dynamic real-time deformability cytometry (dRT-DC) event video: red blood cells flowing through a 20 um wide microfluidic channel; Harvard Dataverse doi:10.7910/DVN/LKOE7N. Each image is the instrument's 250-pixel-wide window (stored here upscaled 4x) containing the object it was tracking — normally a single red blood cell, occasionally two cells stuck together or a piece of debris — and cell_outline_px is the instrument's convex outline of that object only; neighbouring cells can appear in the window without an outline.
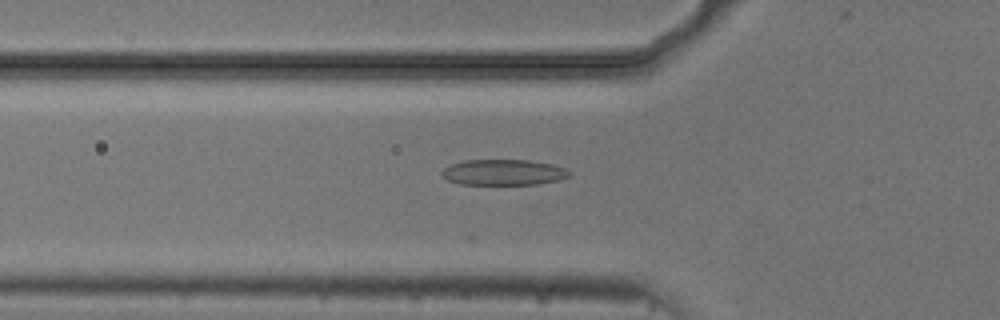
{"species": "common noctule bat (a hibernating species)", "species_latin": "Nyctalus noctula", "temperature_condition": "cold", "stored_images_in_passage": 8, "camera_frame_rate_fps": 3000, "um_per_image_px": 0.085, "animal": {"sex": "male", "body_mass_g": 20.5, "forearm_length_mm": 52.5}, "frame": {"image": 1, "passage_image": 3, "time_ms": 0.667, "image_size_px": [1000, 320], "cell_outline_px": [[572, 176], [560, 180], [536, 184], [460, 184], [448, 180], [440, 172], [444, 168], [452, 164], [464, 160], [528, 160], [552, 164], [564, 168], [572, 172]], "centroid_in_image_um": [42.84, 14.64], "position_along_channel_um": 83.0, "area_um2": 19.13}}
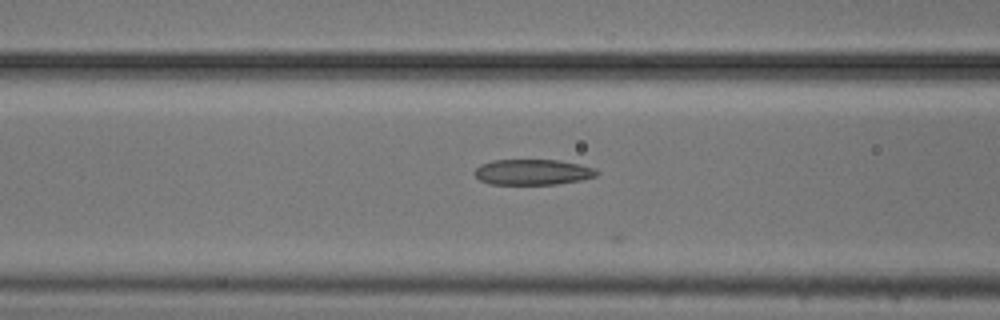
{"frame": {"image": 2, "passage_image": 6, "time_ms": 1.667, "image_size_px": [1000, 320], "cell_outline_px": [[600, 172], [596, 176], [580, 180], [556, 184], [488, 184], [480, 180], [472, 172], [480, 164], [492, 160], [560, 160], [580, 164], [596, 168]], "centroid_in_image_um": [45.28, 14.62], "position_along_channel_um": 121.3, "area_um2": 18.38}}